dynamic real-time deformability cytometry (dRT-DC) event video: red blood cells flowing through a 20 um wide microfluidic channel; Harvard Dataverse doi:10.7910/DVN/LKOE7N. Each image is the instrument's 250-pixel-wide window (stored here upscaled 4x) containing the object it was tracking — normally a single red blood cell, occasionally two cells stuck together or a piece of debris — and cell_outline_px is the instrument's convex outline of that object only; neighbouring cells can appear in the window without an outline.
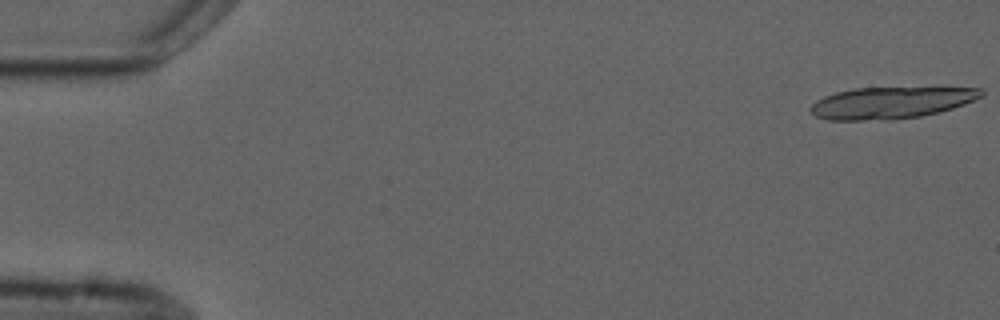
{"species": "common noctule bat (a hibernating species)", "species_latin": "Nyctalus noctula", "temperature_condition": "cold", "stored_images_in_passage": 5, "segment_of_instrument_passage": [2, 2], "camera_frame_rate_fps": 3000, "um_per_image_px": 0.085, "animal": {"sex": "male", "forearm_length_mm": 52.5}, "frame": {"image": 1, "passage_image": 5, "time_ms": 5.667, "image_size_px": [1000, 320], "cell_outline_px": [[984, 96], [964, 104], [940, 112], [920, 116], [892, 120], [828, 120], [816, 116], [808, 108], [816, 100], [824, 96], [836, 92], [856, 88], [984, 88]], "centroid_in_image_um": [75.73, 8.74], "position_along_channel_um": 9.3, "area_um2": 31.5}}